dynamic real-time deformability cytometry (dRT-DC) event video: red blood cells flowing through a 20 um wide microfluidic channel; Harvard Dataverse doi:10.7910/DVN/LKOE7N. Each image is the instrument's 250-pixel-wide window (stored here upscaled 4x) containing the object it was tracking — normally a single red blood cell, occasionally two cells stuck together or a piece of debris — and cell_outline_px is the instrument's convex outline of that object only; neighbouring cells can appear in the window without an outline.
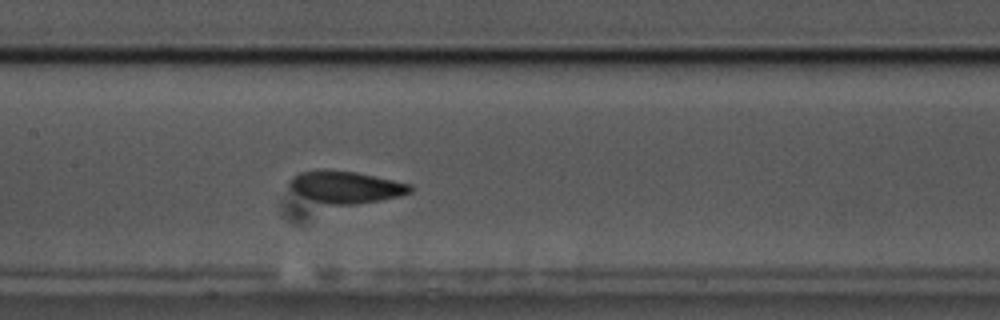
{"species": "common noctule bat (a hibernating species)", "species_latin": "Nyctalus noctula", "temperature_condition": "cold", "stored_images_in_passage": 53, "camera_frame_rate_fps": 3000, "um_per_image_px": 0.085, "animal": {"sex": "male", "body_mass_g": 17.5, "forearm_length_mm": 52.3}, "frame": {"image": 1, "passage_image": 23, "time_ms": 7.333, "image_size_px": [1000, 320], "cell_outline_px": [[412, 192], [400, 196], [380, 200], [356, 204], [328, 204], [312, 200], [296, 192], [288, 184], [288, 180], [296, 172], [316, 168], [324, 168], [356, 172], [412, 184]], "centroid_in_image_um": [29.36, 15.86], "position_along_channel_um": 178.0, "area_um2": 22.83}}
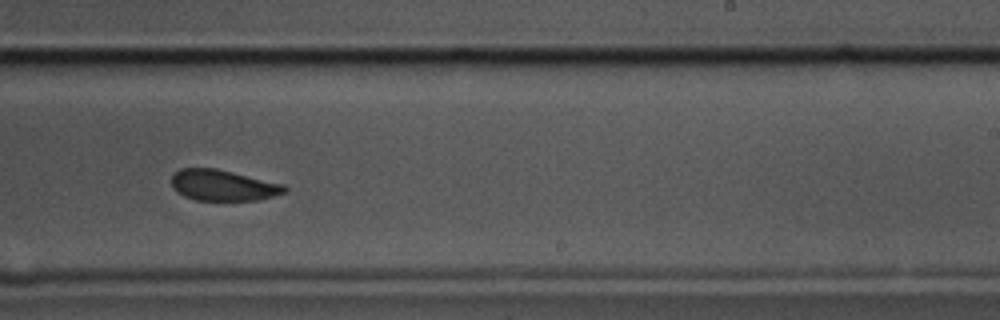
{"frame": {"image": 2, "passage_image": 31, "time_ms": 10.0, "image_size_px": [1000, 320], "cell_outline_px": [[288, 188], [284, 192], [260, 200], [196, 200], [184, 196], [176, 192], [172, 188], [172, 176], [180, 168], [216, 168], [284, 184]], "centroid_in_image_um": [18.94, 15.75], "position_along_channel_um": 270.1, "area_um2": 20.35}}
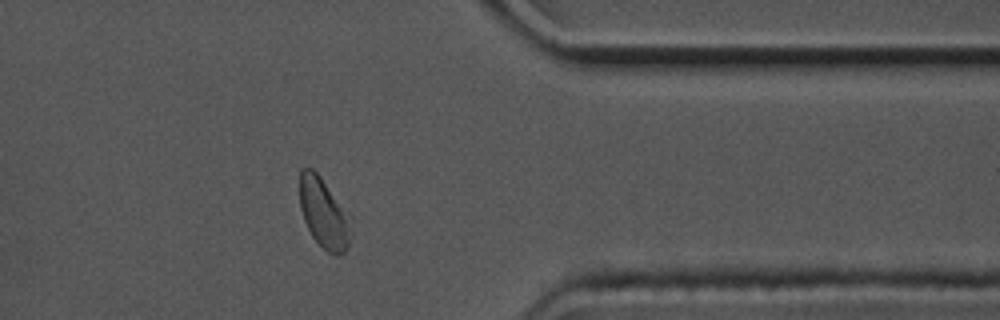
{"frame": {"image": 3, "passage_image": 42, "time_ms": 13.667, "image_size_px": [1000, 320], "cell_outline_px": [[352, 232], [348, 244], [344, 252], [340, 256], [336, 256], [328, 252], [312, 236], [304, 220], [300, 208], [300, 168], [312, 168], [320, 176], [352, 216]], "centroid_in_image_um": [27.56, 18.13], "position_along_channel_um": 383.8, "area_um2": 21.21}, "authors_computed_cell_mechanics": {"area_um2": 22.253, "velocity_mm_per_s": 3.4605, "shape_relaxation_time_tau1_ms": 3.9566, "shape_relaxation_time_tau2_ms": 1.7205, "deformation_change_tau1": 0.103, "deformation_change_tau2": 0.0614}}